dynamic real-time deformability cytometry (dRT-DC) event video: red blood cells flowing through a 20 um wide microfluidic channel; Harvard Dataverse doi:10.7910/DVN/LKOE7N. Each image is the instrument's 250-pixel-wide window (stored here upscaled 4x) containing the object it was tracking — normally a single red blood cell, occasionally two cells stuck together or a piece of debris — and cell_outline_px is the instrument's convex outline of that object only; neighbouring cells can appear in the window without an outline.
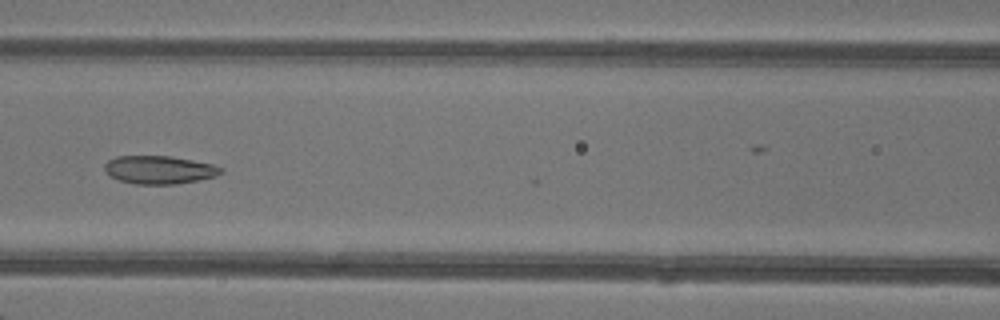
{"species": "common noctule bat (a hibernating species)", "species_latin": "Nyctalus noctula", "temperature_condition": "warm", "stored_images_in_passage": 24, "camera_frame_rate_fps": 3000, "um_per_image_px": 0.085, "animal": {"sex": "female"}, "frame": {"image": 1, "passage_image": 23, "time_ms": 7.333, "image_size_px": [1000, 320], "cell_outline_px": [[224, 172], [216, 176], [176, 184], [136, 184], [120, 180], [112, 176], [104, 168], [104, 164], [108, 160], [116, 156], [172, 156], [212, 164], [224, 168]], "centroid_in_image_um": [13.57, 14.42], "position_along_channel_um": 153.0, "area_um2": 18.96}}